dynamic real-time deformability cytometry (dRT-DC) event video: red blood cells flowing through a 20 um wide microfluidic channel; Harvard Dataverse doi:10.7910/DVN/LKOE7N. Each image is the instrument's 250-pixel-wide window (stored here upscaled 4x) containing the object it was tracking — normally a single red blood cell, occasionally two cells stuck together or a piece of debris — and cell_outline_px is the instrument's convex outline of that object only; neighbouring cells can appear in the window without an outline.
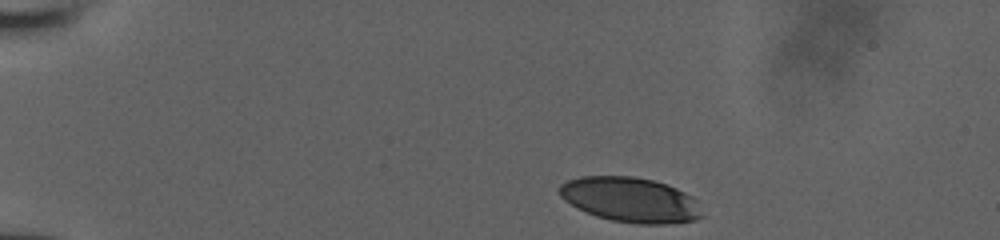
{"species": "human", "species_latin": "Homo sapiens", "temperature_condition": "room temperature", "stored_images_in_passage": 31, "camera_frame_rate_fps": 3000, "um_per_image_px": 0.085, "donor": {"sex": "male"}, "frame": {"image": 1, "passage_image": 1, "time_ms": 0.0, "image_size_px": [1000, 240], "cell_outline_px": [[704, 216], [696, 220], [668, 224], [640, 224], [612, 220], [596, 216], [564, 200], [560, 196], [556, 188], [560, 184], [568, 180], [580, 176], [632, 176], [652, 180], [668, 184], [692, 196], [696, 200]], "centroid_in_image_um": [53.59, 16.97], "position_along_channel_um": 31.4, "area_um2": 37.4}}
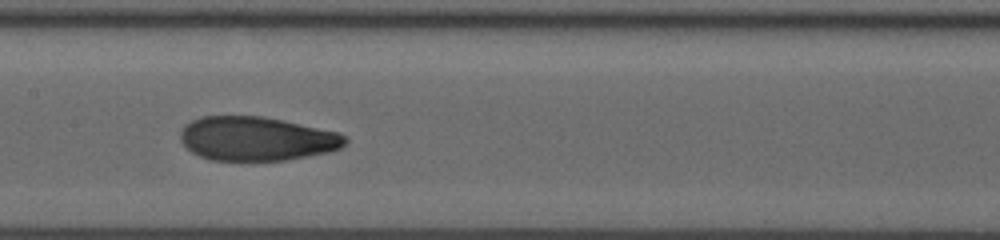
{"frame": {"image": 2, "passage_image": 19, "time_ms": 6.0, "image_size_px": [1000, 240], "cell_outline_px": [[348, 140], [340, 148], [328, 152], [288, 160], [208, 160], [192, 152], [180, 140], [180, 132], [184, 124], [200, 116], [260, 116], [284, 120], [336, 132], [348, 136]], "centroid_in_image_um": [21.79, 11.78], "position_along_channel_um": 185.6, "area_um2": 42.31}}
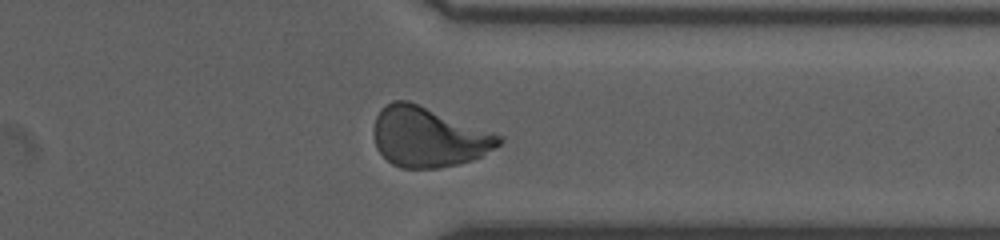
{"frame": {"image": 3, "passage_image": 31, "time_ms": 10.667, "image_size_px": [1000, 240], "cell_outline_px": [[504, 140], [500, 144], [480, 156], [472, 160], [456, 164], [436, 168], [400, 168], [392, 164], [376, 148], [372, 132], [376, 116], [380, 108], [392, 100], [408, 100], [504, 136]], "centroid_in_image_um": [36.38, 11.63], "position_along_channel_um": 375.0, "area_um2": 43.75}}